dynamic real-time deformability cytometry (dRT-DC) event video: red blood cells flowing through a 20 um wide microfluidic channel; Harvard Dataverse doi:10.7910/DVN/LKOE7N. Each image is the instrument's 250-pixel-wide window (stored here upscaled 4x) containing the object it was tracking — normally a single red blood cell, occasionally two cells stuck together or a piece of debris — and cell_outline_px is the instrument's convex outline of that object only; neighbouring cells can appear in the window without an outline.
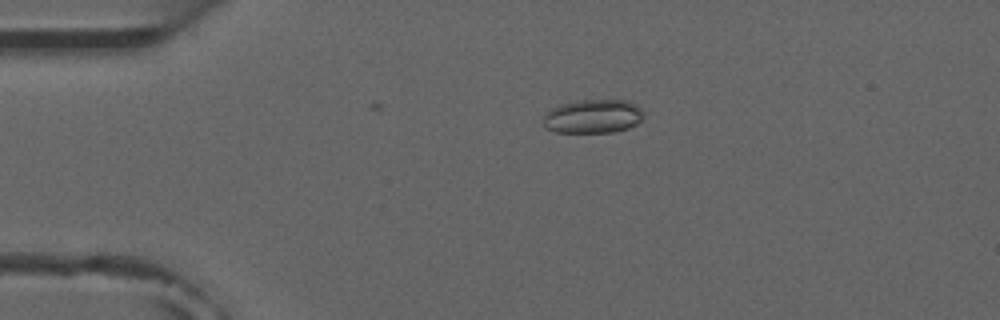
{"species": "common noctule bat (a hibernating species)", "species_latin": "Nyctalus noctula", "temperature_condition": "room temperature", "stored_images_in_passage": 3, "camera_frame_rate_fps": 3000, "um_per_image_px": 0.085, "animal": {"sex": "male", "forearm_length_mm": 52.5}, "frame": {"image": 1, "passage_image": 2, "time_ms": 2.0, "image_size_px": [1000, 320], "cell_outline_px": [[644, 112], [640, 120], [636, 124], [628, 128], [612, 132], [556, 132], [544, 128], [544, 116], [552, 108], [560, 104], [584, 100], [628, 100], [636, 104]], "centroid_in_image_um": [50.41, 9.89], "position_along_channel_um": 34.6, "area_um2": 19.65}}